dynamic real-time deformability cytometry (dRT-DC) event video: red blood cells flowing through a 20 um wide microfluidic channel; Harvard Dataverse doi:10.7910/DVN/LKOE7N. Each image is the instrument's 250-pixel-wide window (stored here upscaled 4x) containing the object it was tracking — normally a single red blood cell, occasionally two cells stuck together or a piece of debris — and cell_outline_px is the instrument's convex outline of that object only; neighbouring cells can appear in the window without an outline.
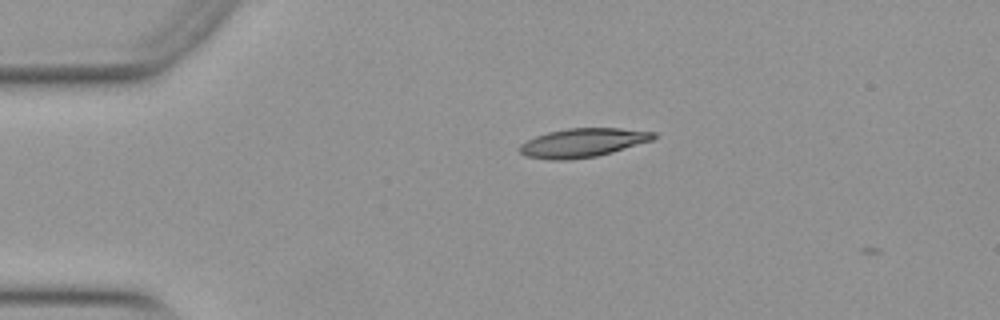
{"species": "Egyptian fruit bat (a non-hibernating species)", "species_latin": "Rousettus aegyptiacus", "temperature_condition": "warm", "stored_images_in_passage": 2, "camera_frame_rate_fps": 3000, "um_per_image_px": 0.085, "animal": {"sex": "female"}, "frame": {"image": 1, "passage_image": 1, "time_ms": 0.0, "image_size_px": [1000, 320], "cell_outline_px": [[660, 136], [652, 140], [612, 152], [596, 156], [568, 160], [548, 160], [524, 156], [516, 148], [520, 144], [536, 136], [548, 132], [568, 128], [620, 128], [656, 132]], "centroid_in_image_um": [49.52, 12.13], "position_along_channel_um": 35.5, "area_um2": 22.66}}